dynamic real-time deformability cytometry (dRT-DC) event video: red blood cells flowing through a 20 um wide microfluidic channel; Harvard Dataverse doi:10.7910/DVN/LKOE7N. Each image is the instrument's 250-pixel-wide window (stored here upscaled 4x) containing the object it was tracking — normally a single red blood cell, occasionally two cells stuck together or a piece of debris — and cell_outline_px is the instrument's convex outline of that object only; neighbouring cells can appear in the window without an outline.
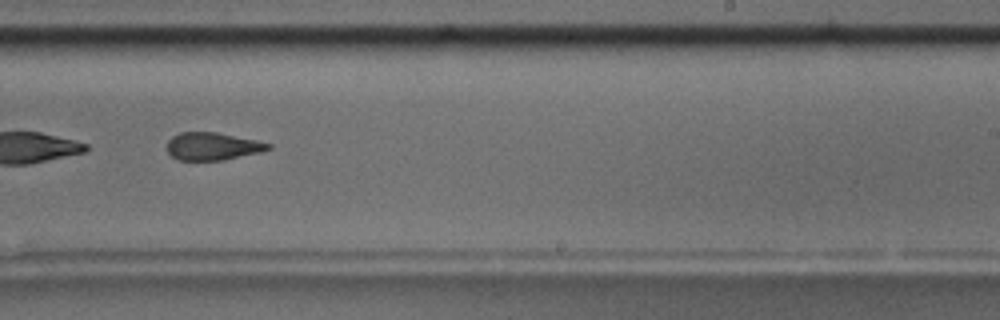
{"species": "common noctule bat (a hibernating species)", "species_latin": "Nyctalus noctula", "temperature_condition": "room temperature", "stored_images_in_passage": 54, "segment_of_instrument_passage": [2, 2], "camera_frame_rate_fps": 3000, "um_per_image_px": 0.085, "animal": {"sex": "male", "body_mass_g": 17.5, "forearm_length_mm": 52.3}, "frame": {"image": 1, "passage_image": 34, "time_ms": 11.0, "image_size_px": [1000, 320], "cell_outline_px": [[272, 148], [260, 152], [224, 160], [176, 160], [168, 152], [168, 140], [172, 136], [180, 132], [216, 132], [256, 140], [272, 144]], "centroid_in_image_um": [18.07, 12.43], "position_along_channel_um": 270.9, "area_um2": 16.3}}